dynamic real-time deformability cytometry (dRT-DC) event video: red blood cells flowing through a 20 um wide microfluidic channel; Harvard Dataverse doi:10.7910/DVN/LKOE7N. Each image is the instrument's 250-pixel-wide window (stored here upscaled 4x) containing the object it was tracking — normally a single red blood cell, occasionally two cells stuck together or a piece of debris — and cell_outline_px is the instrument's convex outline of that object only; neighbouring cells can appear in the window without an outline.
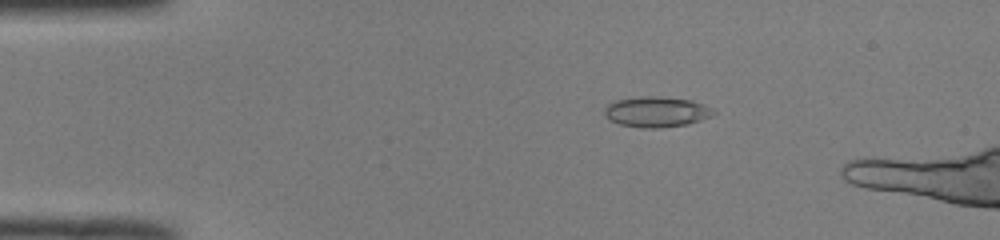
{"species": "common noctule bat (a hibernating species)", "species_latin": "Nyctalus noctula", "temperature_condition": "room temperature", "stored_images_in_passage": 5, "camera_frame_rate_fps": 3000, "um_per_image_px": 0.085, "animal": {"sex": "male", "body_mass_g": 19.0, "forearm_length_mm": 50.8}, "frame": {"image": 1, "passage_image": 1, "time_ms": 0.0, "image_size_px": [1000, 240], "cell_outline_px": [[716, 112], [712, 116], [688, 124], [660, 128], [640, 128], [620, 124], [612, 120], [604, 112], [604, 108], [608, 104], [616, 100], [644, 96], [660, 96], [692, 100], [712, 108]], "centroid_in_image_um": [55.83, 9.5], "position_along_channel_um": 29.2, "area_um2": 19.31}}